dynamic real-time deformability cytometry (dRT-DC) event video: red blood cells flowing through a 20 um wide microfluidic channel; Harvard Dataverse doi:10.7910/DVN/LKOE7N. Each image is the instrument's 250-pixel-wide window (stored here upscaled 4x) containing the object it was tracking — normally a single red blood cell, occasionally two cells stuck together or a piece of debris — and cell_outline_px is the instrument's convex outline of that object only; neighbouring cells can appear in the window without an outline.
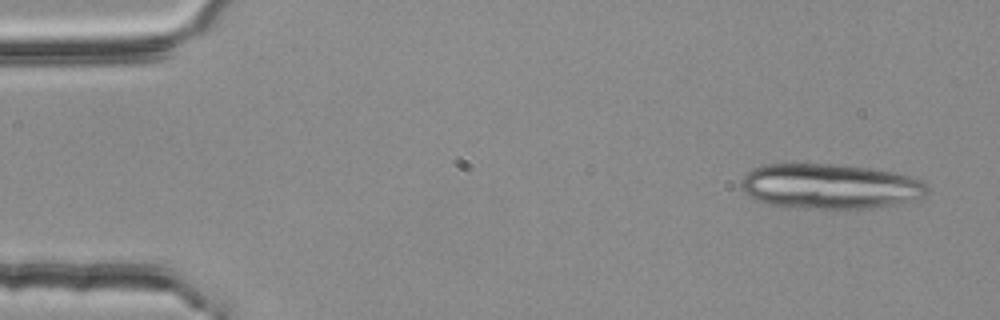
{"species": "common noctule bat (a hibernating species)", "species_latin": "Nyctalus noctula", "temperature_condition": "room temperature", "stored_images_in_passage": 4, "camera_frame_rate_fps": 3000, "um_per_image_px": 0.085, "animal": {"sex": "female", "body_mass_g": 25.1}, "frame": {"image": 1, "passage_image": 1, "time_ms": 0.0, "image_size_px": [1000, 320], "cell_outline_px": [[928, 188], [924, 196], [916, 200], [868, 208], [788, 208], [768, 204], [756, 200], [748, 196], [740, 188], [740, 184], [744, 176], [752, 168], [764, 164], [824, 164], [868, 168], [892, 172], [908, 176], [920, 180]], "centroid_in_image_um": [70.47, 15.85], "position_along_channel_um": 14.5, "area_um2": 48.73}}